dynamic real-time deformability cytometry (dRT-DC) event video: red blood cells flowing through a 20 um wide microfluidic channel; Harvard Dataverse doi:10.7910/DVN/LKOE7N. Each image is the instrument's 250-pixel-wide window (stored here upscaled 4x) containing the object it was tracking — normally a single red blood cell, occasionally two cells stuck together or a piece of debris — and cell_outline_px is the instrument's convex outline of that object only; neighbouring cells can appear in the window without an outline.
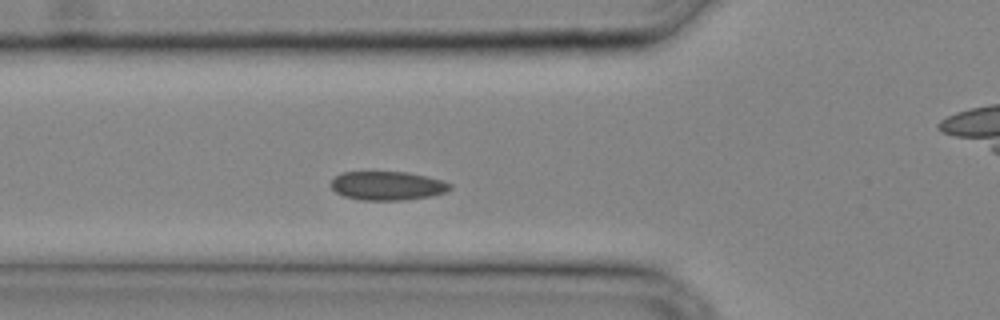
{"species": "common noctule bat (a hibernating species)", "species_latin": "Nyctalus noctula", "temperature_condition": "cold", "stored_images_in_passage": 23, "camera_frame_rate_fps": 3000, "um_per_image_px": 0.085, "animal": {"sex": "male", "body_mass_g": 20.4}, "frame": {"image": 1, "passage_image": 4, "time_ms": 1.0, "image_size_px": [1000, 320], "cell_outline_px": [[452, 188], [444, 192], [428, 196], [400, 200], [360, 200], [344, 196], [336, 192], [332, 188], [332, 180], [340, 172], [408, 172], [440, 180], [452, 184]], "centroid_in_image_um": [32.9, 15.78], "position_along_channel_um": 92.9, "area_um2": 19.71}}
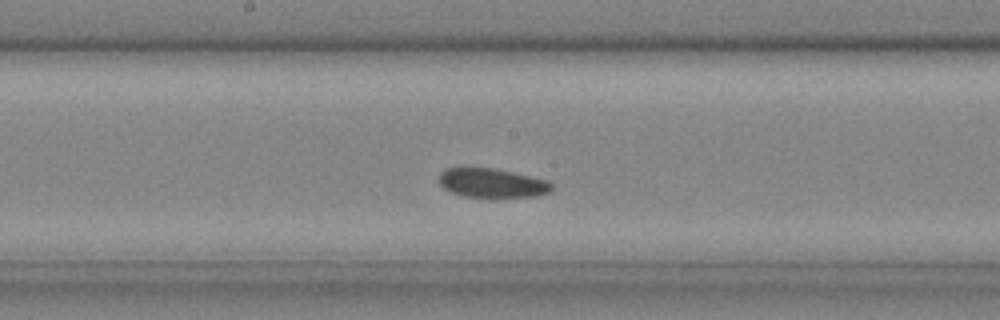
{"frame": {"image": 2, "passage_image": 10, "time_ms": 3.0, "image_size_px": [1000, 320], "cell_outline_px": [[552, 188], [548, 192], [536, 196], [464, 196], [452, 192], [444, 188], [440, 184], [440, 172], [444, 168], [496, 168], [548, 180], [552, 184]], "centroid_in_image_um": [41.82, 15.53], "position_along_channel_um": 206.4, "area_um2": 18.79}}
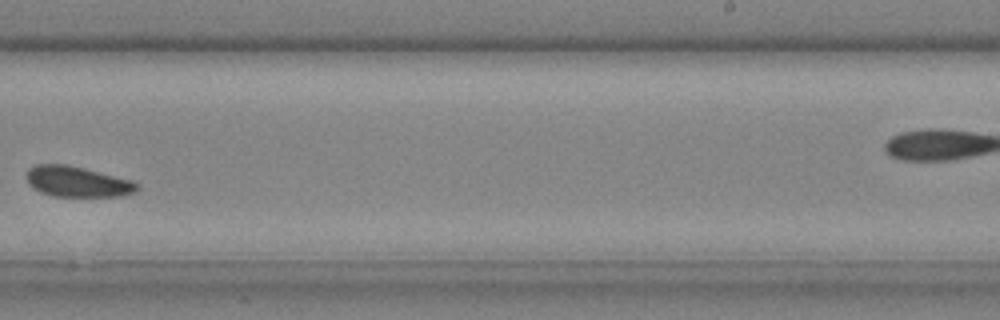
{"frame": {"image": 3, "passage_image": 14, "time_ms": 4.333, "image_size_px": [1000, 320], "cell_outline_px": [[140, 188], [136, 192], [120, 196], [52, 196], [40, 192], [28, 184], [24, 176], [28, 168], [36, 164], [68, 164], [132, 180], [140, 184]], "centroid_in_image_um": [6.55, 15.43], "position_along_channel_um": 282.4, "area_um2": 20.0}}